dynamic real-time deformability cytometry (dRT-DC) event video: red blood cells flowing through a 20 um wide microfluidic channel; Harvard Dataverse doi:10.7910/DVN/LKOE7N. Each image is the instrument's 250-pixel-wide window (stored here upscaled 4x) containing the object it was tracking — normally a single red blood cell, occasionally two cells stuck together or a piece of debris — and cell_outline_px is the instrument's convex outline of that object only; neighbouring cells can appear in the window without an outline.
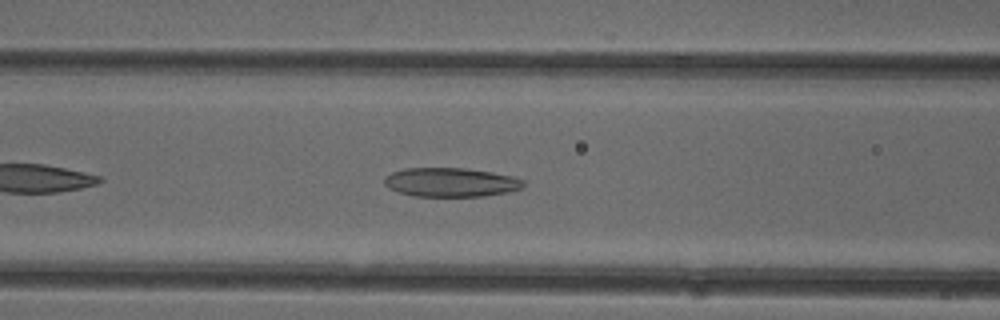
{"species": "common noctule bat (a hibernating species)", "species_latin": "Nyctalus noctula", "temperature_condition": "cold", "stored_images_in_passage": 38, "camera_frame_rate_fps": 3000, "um_per_image_px": 0.085, "animal": {"sex": "female"}, "frame": {"image": 1, "passage_image": 8, "time_ms": 2.333, "image_size_px": [1000, 320], "cell_outline_px": [[524, 184], [520, 188], [508, 192], [484, 196], [412, 196], [388, 188], [384, 184], [384, 176], [392, 172], [404, 168], [464, 168], [492, 172], [512, 176], [524, 180]], "centroid_in_image_um": [38.29, 15.49], "position_along_channel_um": 128.3, "area_um2": 23.52}}
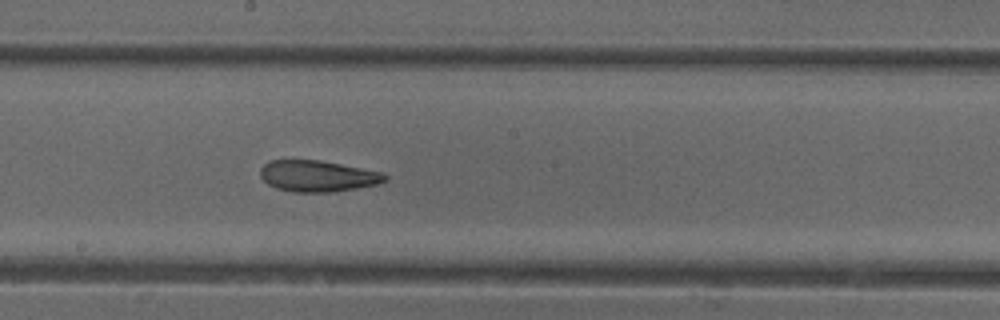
{"frame": {"image": 2, "passage_image": 15, "time_ms": 4.667, "image_size_px": [1000, 320], "cell_outline_px": [[388, 180], [376, 184], [356, 188], [332, 192], [292, 192], [276, 188], [268, 184], [260, 176], [260, 168], [268, 160], [320, 160], [384, 172], [388, 176]], "centroid_in_image_um": [27.0, 14.96], "position_along_channel_um": 221.2, "area_um2": 22.83}}
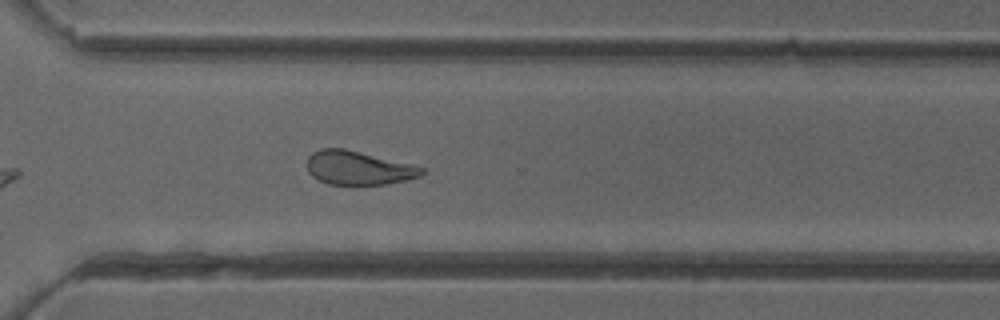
{"frame": {"image": 3, "passage_image": 24, "time_ms": 7.667, "image_size_px": [1000, 320], "cell_outline_px": [[428, 172], [420, 176], [404, 180], [384, 184], [328, 184], [312, 176], [308, 172], [308, 156], [312, 152], [320, 148], [344, 148], [412, 164], [424, 168]], "centroid_in_image_um": [30.47, 14.26], "position_along_channel_um": 340.1, "area_um2": 22.48}, "authors_computed_cell_mechanics": {"area_um2": 23.8136, "velocity_mm_per_s": 3.9863, "shape_relaxation_time_tau1_ms": null, "shape_relaxation_time_tau2_ms": 2.6895, "deformation_change_tau1": null, "deformation_change_tau2": 0.1146}}